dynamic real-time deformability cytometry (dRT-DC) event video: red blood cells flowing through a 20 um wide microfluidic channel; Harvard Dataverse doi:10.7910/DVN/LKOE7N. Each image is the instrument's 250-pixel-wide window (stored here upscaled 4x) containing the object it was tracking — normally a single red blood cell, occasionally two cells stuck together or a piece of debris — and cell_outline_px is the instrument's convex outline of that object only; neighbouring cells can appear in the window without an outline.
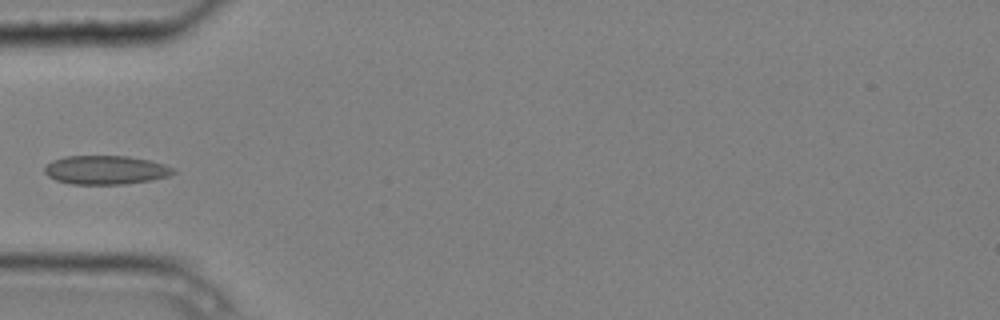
{"species": "common noctule bat (a hibernating species)", "species_latin": "Nyctalus noctula", "temperature_condition": "cold", "stored_images_in_passage": 6, "camera_frame_rate_fps": 3000, "um_per_image_px": 0.085, "animal": {"sex": "male", "body_mass_g": 20.4}, "frame": {"image": 1, "passage_image": 6, "time_ms": 1.667, "image_size_px": [1000, 320], "cell_outline_px": [[176, 172], [168, 176], [148, 180], [124, 184], [72, 184], [56, 180], [48, 176], [44, 172], [44, 168], [52, 160], [64, 156], [128, 156], [148, 160], [164, 164], [172, 168]], "centroid_in_image_um": [8.95, 14.44], "position_along_channel_um": 76.1, "area_um2": 21.44}}